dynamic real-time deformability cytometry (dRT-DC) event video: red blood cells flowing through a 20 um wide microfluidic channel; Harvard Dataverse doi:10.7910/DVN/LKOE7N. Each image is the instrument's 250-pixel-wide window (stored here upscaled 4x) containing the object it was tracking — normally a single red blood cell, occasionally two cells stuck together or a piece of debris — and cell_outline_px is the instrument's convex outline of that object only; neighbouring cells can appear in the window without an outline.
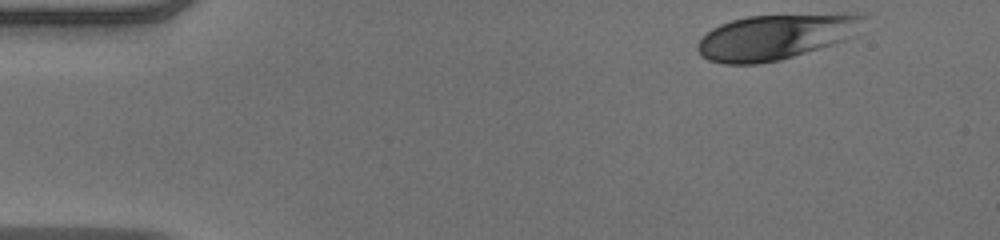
{"species": "human", "species_latin": "Homo sapiens", "temperature_condition": "warm", "stored_images_in_passage": 42, "camera_frame_rate_fps": 3000, "um_per_image_px": 0.085, "donor": {"sex": "male"}, "frame": {"image": 1, "passage_image": 1, "time_ms": 0.0, "image_size_px": [1000, 240], "cell_outline_px": [[868, 16], [856, 36], [832, 44], [780, 60], [760, 64], [724, 64], [708, 60], [700, 56], [696, 48], [696, 44], [712, 28], [720, 24], [732, 20], [748, 16], [844, 12], [868, 12]], "centroid_in_image_um": [66.03, 3.09], "position_along_channel_um": 19.0, "area_um2": 44.91}}
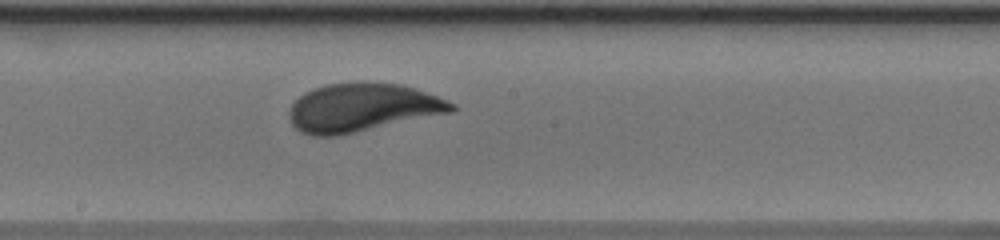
{"frame": {"image": 2, "passage_image": 24, "time_ms": 7.667, "image_size_px": [1000, 240], "cell_outline_px": [[456, 108], [452, 112], [336, 136], [312, 136], [300, 132], [292, 124], [288, 116], [288, 112], [292, 104], [304, 92], [328, 84], [364, 80], [400, 84], [436, 96], [456, 104]], "centroid_in_image_um": [30.76, 9.13], "position_along_channel_um": 217.4, "area_um2": 45.78}}
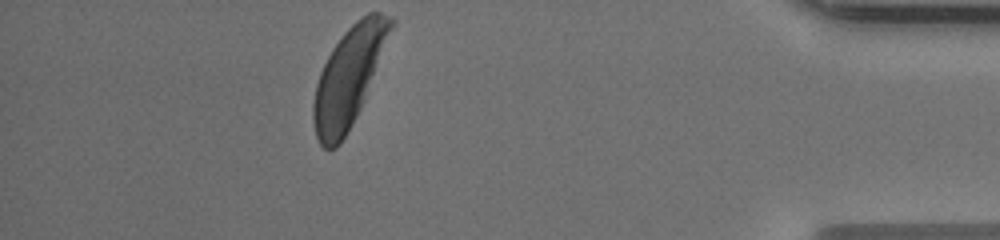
{"frame": {"image": 3, "passage_image": 42, "time_ms": 13.667, "image_size_px": [1000, 240], "cell_outline_px": [[396, 24], [364, 100], [356, 116], [340, 144], [336, 148], [324, 148], [320, 144], [316, 136], [312, 120], [312, 104], [316, 84], [320, 72], [332, 48], [344, 32], [356, 20], [368, 12], [380, 12], [392, 16], [396, 20]], "centroid_in_image_um": [29.67, 6.48], "position_along_channel_um": 405.5, "area_um2": 44.56}, "authors_computed_cell_mechanics": {"area_um2": 44.8528, "velocity_mm_per_s": 3.91, "shape_relaxation_time_tau1_ms": 4.0085, "shape_relaxation_time_tau2_ms": null, "deformation_change_tau1": 0.1839, "deformation_change_tau2": null}}